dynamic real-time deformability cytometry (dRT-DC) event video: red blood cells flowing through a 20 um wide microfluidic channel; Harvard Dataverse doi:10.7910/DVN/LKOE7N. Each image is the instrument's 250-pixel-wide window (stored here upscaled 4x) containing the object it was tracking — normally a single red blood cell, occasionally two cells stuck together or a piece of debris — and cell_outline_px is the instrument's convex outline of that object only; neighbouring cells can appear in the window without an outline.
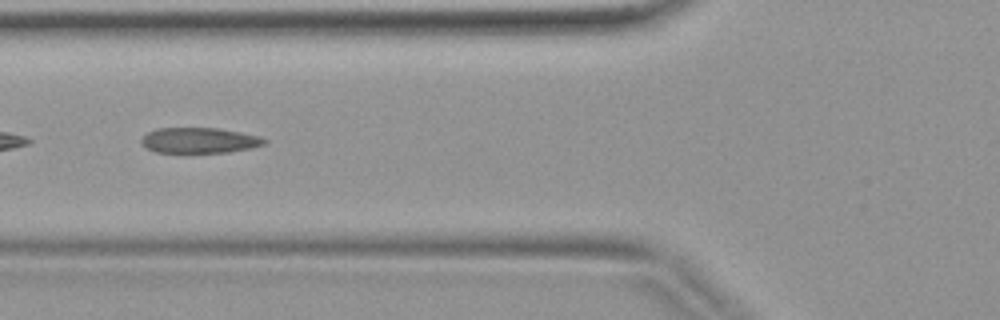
{"species": "common noctule bat (a hibernating species)", "species_latin": "Nyctalus noctula", "temperature_condition": "warm", "stored_images_in_passage": 5, "camera_frame_rate_fps": 3000, "um_per_image_px": 0.085, "animal": {"sex": "female", "body_mass_g": 19.9}, "frame": {"image": 1, "passage_image": 5, "time_ms": 1.333, "image_size_px": [1000, 320], "cell_outline_px": [[268, 140], [264, 144], [252, 148], [228, 152], [184, 156], [156, 152], [144, 148], [140, 144], [140, 140], [148, 132], [156, 128], [216, 128], [240, 132], [260, 136]], "centroid_in_image_um": [16.87, 11.99], "position_along_channel_um": 108.9, "area_um2": 19.36}}